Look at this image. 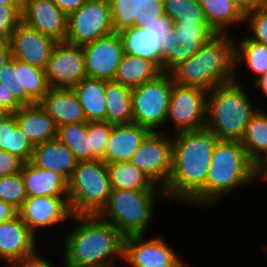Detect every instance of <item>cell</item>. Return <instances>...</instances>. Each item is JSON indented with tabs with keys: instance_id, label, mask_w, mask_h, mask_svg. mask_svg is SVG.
Returning a JSON list of instances; mask_svg holds the SVG:
<instances>
[{
	"instance_id": "obj_36",
	"label": "cell",
	"mask_w": 267,
	"mask_h": 267,
	"mask_svg": "<svg viewBox=\"0 0 267 267\" xmlns=\"http://www.w3.org/2000/svg\"><path fill=\"white\" fill-rule=\"evenodd\" d=\"M57 138L72 151L77 161L93 160L88 137V122L58 127Z\"/></svg>"
},
{
	"instance_id": "obj_54",
	"label": "cell",
	"mask_w": 267,
	"mask_h": 267,
	"mask_svg": "<svg viewBox=\"0 0 267 267\" xmlns=\"http://www.w3.org/2000/svg\"><path fill=\"white\" fill-rule=\"evenodd\" d=\"M261 6L267 9V0H261Z\"/></svg>"
},
{
	"instance_id": "obj_34",
	"label": "cell",
	"mask_w": 267,
	"mask_h": 267,
	"mask_svg": "<svg viewBox=\"0 0 267 267\" xmlns=\"http://www.w3.org/2000/svg\"><path fill=\"white\" fill-rule=\"evenodd\" d=\"M0 150L18 156L25 163L31 160L34 145L17 125L14 113L0 120Z\"/></svg>"
},
{
	"instance_id": "obj_11",
	"label": "cell",
	"mask_w": 267,
	"mask_h": 267,
	"mask_svg": "<svg viewBox=\"0 0 267 267\" xmlns=\"http://www.w3.org/2000/svg\"><path fill=\"white\" fill-rule=\"evenodd\" d=\"M0 83L22 106L40 103L50 89L44 69L13 57L0 70Z\"/></svg>"
},
{
	"instance_id": "obj_50",
	"label": "cell",
	"mask_w": 267,
	"mask_h": 267,
	"mask_svg": "<svg viewBox=\"0 0 267 267\" xmlns=\"http://www.w3.org/2000/svg\"><path fill=\"white\" fill-rule=\"evenodd\" d=\"M12 59V50L8 42L0 45V70Z\"/></svg>"
},
{
	"instance_id": "obj_51",
	"label": "cell",
	"mask_w": 267,
	"mask_h": 267,
	"mask_svg": "<svg viewBox=\"0 0 267 267\" xmlns=\"http://www.w3.org/2000/svg\"><path fill=\"white\" fill-rule=\"evenodd\" d=\"M253 85L255 88L257 87L258 90H261V92H263L261 94H263V95H265V97H267V73H265L264 75H262L258 79H256L253 82Z\"/></svg>"
},
{
	"instance_id": "obj_32",
	"label": "cell",
	"mask_w": 267,
	"mask_h": 267,
	"mask_svg": "<svg viewBox=\"0 0 267 267\" xmlns=\"http://www.w3.org/2000/svg\"><path fill=\"white\" fill-rule=\"evenodd\" d=\"M111 189L163 190L130 161L108 163Z\"/></svg>"
},
{
	"instance_id": "obj_52",
	"label": "cell",
	"mask_w": 267,
	"mask_h": 267,
	"mask_svg": "<svg viewBox=\"0 0 267 267\" xmlns=\"http://www.w3.org/2000/svg\"><path fill=\"white\" fill-rule=\"evenodd\" d=\"M0 5H22V0H0Z\"/></svg>"
},
{
	"instance_id": "obj_27",
	"label": "cell",
	"mask_w": 267,
	"mask_h": 267,
	"mask_svg": "<svg viewBox=\"0 0 267 267\" xmlns=\"http://www.w3.org/2000/svg\"><path fill=\"white\" fill-rule=\"evenodd\" d=\"M21 174L27 197L68 196L67 180L57 172L42 170L26 162Z\"/></svg>"
},
{
	"instance_id": "obj_12",
	"label": "cell",
	"mask_w": 267,
	"mask_h": 267,
	"mask_svg": "<svg viewBox=\"0 0 267 267\" xmlns=\"http://www.w3.org/2000/svg\"><path fill=\"white\" fill-rule=\"evenodd\" d=\"M172 134L150 132L130 159L152 182L164 189L171 174Z\"/></svg>"
},
{
	"instance_id": "obj_26",
	"label": "cell",
	"mask_w": 267,
	"mask_h": 267,
	"mask_svg": "<svg viewBox=\"0 0 267 267\" xmlns=\"http://www.w3.org/2000/svg\"><path fill=\"white\" fill-rule=\"evenodd\" d=\"M16 123L35 146L57 138V126L40 103L22 106L14 113Z\"/></svg>"
},
{
	"instance_id": "obj_15",
	"label": "cell",
	"mask_w": 267,
	"mask_h": 267,
	"mask_svg": "<svg viewBox=\"0 0 267 267\" xmlns=\"http://www.w3.org/2000/svg\"><path fill=\"white\" fill-rule=\"evenodd\" d=\"M50 88H72L87 77L82 46L58 42L44 69Z\"/></svg>"
},
{
	"instance_id": "obj_19",
	"label": "cell",
	"mask_w": 267,
	"mask_h": 267,
	"mask_svg": "<svg viewBox=\"0 0 267 267\" xmlns=\"http://www.w3.org/2000/svg\"><path fill=\"white\" fill-rule=\"evenodd\" d=\"M22 21L56 42H65L68 16L52 0H22Z\"/></svg>"
},
{
	"instance_id": "obj_17",
	"label": "cell",
	"mask_w": 267,
	"mask_h": 267,
	"mask_svg": "<svg viewBox=\"0 0 267 267\" xmlns=\"http://www.w3.org/2000/svg\"><path fill=\"white\" fill-rule=\"evenodd\" d=\"M87 77L105 81L114 80L124 54L118 32L96 39L82 46Z\"/></svg>"
},
{
	"instance_id": "obj_7",
	"label": "cell",
	"mask_w": 267,
	"mask_h": 267,
	"mask_svg": "<svg viewBox=\"0 0 267 267\" xmlns=\"http://www.w3.org/2000/svg\"><path fill=\"white\" fill-rule=\"evenodd\" d=\"M67 184L72 215L98 214L112 190L107 164L103 160L78 161Z\"/></svg>"
},
{
	"instance_id": "obj_37",
	"label": "cell",
	"mask_w": 267,
	"mask_h": 267,
	"mask_svg": "<svg viewBox=\"0 0 267 267\" xmlns=\"http://www.w3.org/2000/svg\"><path fill=\"white\" fill-rule=\"evenodd\" d=\"M163 7L172 21L208 22L199 0H163Z\"/></svg>"
},
{
	"instance_id": "obj_10",
	"label": "cell",
	"mask_w": 267,
	"mask_h": 267,
	"mask_svg": "<svg viewBox=\"0 0 267 267\" xmlns=\"http://www.w3.org/2000/svg\"><path fill=\"white\" fill-rule=\"evenodd\" d=\"M113 32L109 0H88L68 16L65 42L83 46Z\"/></svg>"
},
{
	"instance_id": "obj_43",
	"label": "cell",
	"mask_w": 267,
	"mask_h": 267,
	"mask_svg": "<svg viewBox=\"0 0 267 267\" xmlns=\"http://www.w3.org/2000/svg\"><path fill=\"white\" fill-rule=\"evenodd\" d=\"M24 163L18 156L0 150V177L21 172Z\"/></svg>"
},
{
	"instance_id": "obj_8",
	"label": "cell",
	"mask_w": 267,
	"mask_h": 267,
	"mask_svg": "<svg viewBox=\"0 0 267 267\" xmlns=\"http://www.w3.org/2000/svg\"><path fill=\"white\" fill-rule=\"evenodd\" d=\"M173 82L162 72L155 79L132 89L133 122L150 132L165 127Z\"/></svg>"
},
{
	"instance_id": "obj_1",
	"label": "cell",
	"mask_w": 267,
	"mask_h": 267,
	"mask_svg": "<svg viewBox=\"0 0 267 267\" xmlns=\"http://www.w3.org/2000/svg\"><path fill=\"white\" fill-rule=\"evenodd\" d=\"M219 139L206 127L172 135L171 174L163 189L165 201L204 209V186Z\"/></svg>"
},
{
	"instance_id": "obj_28",
	"label": "cell",
	"mask_w": 267,
	"mask_h": 267,
	"mask_svg": "<svg viewBox=\"0 0 267 267\" xmlns=\"http://www.w3.org/2000/svg\"><path fill=\"white\" fill-rule=\"evenodd\" d=\"M106 81L95 78H84L72 87L87 119L90 121H106Z\"/></svg>"
},
{
	"instance_id": "obj_55",
	"label": "cell",
	"mask_w": 267,
	"mask_h": 267,
	"mask_svg": "<svg viewBox=\"0 0 267 267\" xmlns=\"http://www.w3.org/2000/svg\"><path fill=\"white\" fill-rule=\"evenodd\" d=\"M182 267H189V264L185 263Z\"/></svg>"
},
{
	"instance_id": "obj_38",
	"label": "cell",
	"mask_w": 267,
	"mask_h": 267,
	"mask_svg": "<svg viewBox=\"0 0 267 267\" xmlns=\"http://www.w3.org/2000/svg\"><path fill=\"white\" fill-rule=\"evenodd\" d=\"M26 198L27 193L21 172L0 177V200L19 210Z\"/></svg>"
},
{
	"instance_id": "obj_23",
	"label": "cell",
	"mask_w": 267,
	"mask_h": 267,
	"mask_svg": "<svg viewBox=\"0 0 267 267\" xmlns=\"http://www.w3.org/2000/svg\"><path fill=\"white\" fill-rule=\"evenodd\" d=\"M149 133L148 129L134 122L113 125L105 150L104 162L108 164L130 161Z\"/></svg>"
},
{
	"instance_id": "obj_45",
	"label": "cell",
	"mask_w": 267,
	"mask_h": 267,
	"mask_svg": "<svg viewBox=\"0 0 267 267\" xmlns=\"http://www.w3.org/2000/svg\"><path fill=\"white\" fill-rule=\"evenodd\" d=\"M0 105L4 107L8 112H17L22 105L14 98V96L8 92L0 83Z\"/></svg>"
},
{
	"instance_id": "obj_3",
	"label": "cell",
	"mask_w": 267,
	"mask_h": 267,
	"mask_svg": "<svg viewBox=\"0 0 267 267\" xmlns=\"http://www.w3.org/2000/svg\"><path fill=\"white\" fill-rule=\"evenodd\" d=\"M233 34H216L188 60L177 63L167 73L173 83L211 91L234 81Z\"/></svg>"
},
{
	"instance_id": "obj_6",
	"label": "cell",
	"mask_w": 267,
	"mask_h": 267,
	"mask_svg": "<svg viewBox=\"0 0 267 267\" xmlns=\"http://www.w3.org/2000/svg\"><path fill=\"white\" fill-rule=\"evenodd\" d=\"M159 199L165 200L163 190L112 189L106 205L97 215L124 237L146 235L154 221L155 204Z\"/></svg>"
},
{
	"instance_id": "obj_40",
	"label": "cell",
	"mask_w": 267,
	"mask_h": 267,
	"mask_svg": "<svg viewBox=\"0 0 267 267\" xmlns=\"http://www.w3.org/2000/svg\"><path fill=\"white\" fill-rule=\"evenodd\" d=\"M22 5H0V40L8 42L22 21Z\"/></svg>"
},
{
	"instance_id": "obj_41",
	"label": "cell",
	"mask_w": 267,
	"mask_h": 267,
	"mask_svg": "<svg viewBox=\"0 0 267 267\" xmlns=\"http://www.w3.org/2000/svg\"><path fill=\"white\" fill-rule=\"evenodd\" d=\"M245 24L251 31L250 39L267 44V9L261 6L247 14Z\"/></svg>"
},
{
	"instance_id": "obj_49",
	"label": "cell",
	"mask_w": 267,
	"mask_h": 267,
	"mask_svg": "<svg viewBox=\"0 0 267 267\" xmlns=\"http://www.w3.org/2000/svg\"><path fill=\"white\" fill-rule=\"evenodd\" d=\"M18 214V210L11 204L0 200V223L14 218Z\"/></svg>"
},
{
	"instance_id": "obj_53",
	"label": "cell",
	"mask_w": 267,
	"mask_h": 267,
	"mask_svg": "<svg viewBox=\"0 0 267 267\" xmlns=\"http://www.w3.org/2000/svg\"><path fill=\"white\" fill-rule=\"evenodd\" d=\"M10 112H8L4 107L0 105V120L8 116Z\"/></svg>"
},
{
	"instance_id": "obj_33",
	"label": "cell",
	"mask_w": 267,
	"mask_h": 267,
	"mask_svg": "<svg viewBox=\"0 0 267 267\" xmlns=\"http://www.w3.org/2000/svg\"><path fill=\"white\" fill-rule=\"evenodd\" d=\"M234 58L236 75L242 64H247L248 70L256 76L253 81L267 73V44L254 41L248 35L238 41L234 40Z\"/></svg>"
},
{
	"instance_id": "obj_29",
	"label": "cell",
	"mask_w": 267,
	"mask_h": 267,
	"mask_svg": "<svg viewBox=\"0 0 267 267\" xmlns=\"http://www.w3.org/2000/svg\"><path fill=\"white\" fill-rule=\"evenodd\" d=\"M210 27L217 34H232L231 28L245 25V16L231 0H199Z\"/></svg>"
},
{
	"instance_id": "obj_39",
	"label": "cell",
	"mask_w": 267,
	"mask_h": 267,
	"mask_svg": "<svg viewBox=\"0 0 267 267\" xmlns=\"http://www.w3.org/2000/svg\"><path fill=\"white\" fill-rule=\"evenodd\" d=\"M113 124L106 121L88 122V137H90V149L93 160H103L109 135Z\"/></svg>"
},
{
	"instance_id": "obj_44",
	"label": "cell",
	"mask_w": 267,
	"mask_h": 267,
	"mask_svg": "<svg viewBox=\"0 0 267 267\" xmlns=\"http://www.w3.org/2000/svg\"><path fill=\"white\" fill-rule=\"evenodd\" d=\"M145 29L146 31H149L155 35L171 34L173 29V21L170 20L166 15H163L154 22L149 23Z\"/></svg>"
},
{
	"instance_id": "obj_30",
	"label": "cell",
	"mask_w": 267,
	"mask_h": 267,
	"mask_svg": "<svg viewBox=\"0 0 267 267\" xmlns=\"http://www.w3.org/2000/svg\"><path fill=\"white\" fill-rule=\"evenodd\" d=\"M106 122L117 125L133 122L132 89L114 80L106 81Z\"/></svg>"
},
{
	"instance_id": "obj_20",
	"label": "cell",
	"mask_w": 267,
	"mask_h": 267,
	"mask_svg": "<svg viewBox=\"0 0 267 267\" xmlns=\"http://www.w3.org/2000/svg\"><path fill=\"white\" fill-rule=\"evenodd\" d=\"M114 32L137 26L146 28L164 14L163 0H109Z\"/></svg>"
},
{
	"instance_id": "obj_18",
	"label": "cell",
	"mask_w": 267,
	"mask_h": 267,
	"mask_svg": "<svg viewBox=\"0 0 267 267\" xmlns=\"http://www.w3.org/2000/svg\"><path fill=\"white\" fill-rule=\"evenodd\" d=\"M8 43L13 58L45 69L58 42L21 21L13 31Z\"/></svg>"
},
{
	"instance_id": "obj_5",
	"label": "cell",
	"mask_w": 267,
	"mask_h": 267,
	"mask_svg": "<svg viewBox=\"0 0 267 267\" xmlns=\"http://www.w3.org/2000/svg\"><path fill=\"white\" fill-rule=\"evenodd\" d=\"M252 183H255L254 163L241 142L218 140L205 181L204 208L220 203L227 195Z\"/></svg>"
},
{
	"instance_id": "obj_24",
	"label": "cell",
	"mask_w": 267,
	"mask_h": 267,
	"mask_svg": "<svg viewBox=\"0 0 267 267\" xmlns=\"http://www.w3.org/2000/svg\"><path fill=\"white\" fill-rule=\"evenodd\" d=\"M57 128L87 122L83 108L72 88H50L40 102Z\"/></svg>"
},
{
	"instance_id": "obj_46",
	"label": "cell",
	"mask_w": 267,
	"mask_h": 267,
	"mask_svg": "<svg viewBox=\"0 0 267 267\" xmlns=\"http://www.w3.org/2000/svg\"><path fill=\"white\" fill-rule=\"evenodd\" d=\"M67 16L74 13L88 0H52Z\"/></svg>"
},
{
	"instance_id": "obj_14",
	"label": "cell",
	"mask_w": 267,
	"mask_h": 267,
	"mask_svg": "<svg viewBox=\"0 0 267 267\" xmlns=\"http://www.w3.org/2000/svg\"><path fill=\"white\" fill-rule=\"evenodd\" d=\"M216 34L208 22L173 21L171 41L163 48L162 72L194 56Z\"/></svg>"
},
{
	"instance_id": "obj_4",
	"label": "cell",
	"mask_w": 267,
	"mask_h": 267,
	"mask_svg": "<svg viewBox=\"0 0 267 267\" xmlns=\"http://www.w3.org/2000/svg\"><path fill=\"white\" fill-rule=\"evenodd\" d=\"M241 83L235 74L233 82L208 91L206 128L219 140L240 141L250 118L261 107L254 105Z\"/></svg>"
},
{
	"instance_id": "obj_13",
	"label": "cell",
	"mask_w": 267,
	"mask_h": 267,
	"mask_svg": "<svg viewBox=\"0 0 267 267\" xmlns=\"http://www.w3.org/2000/svg\"><path fill=\"white\" fill-rule=\"evenodd\" d=\"M144 234L124 237L123 262L129 267H182L181 253L174 251L165 238Z\"/></svg>"
},
{
	"instance_id": "obj_21",
	"label": "cell",
	"mask_w": 267,
	"mask_h": 267,
	"mask_svg": "<svg viewBox=\"0 0 267 267\" xmlns=\"http://www.w3.org/2000/svg\"><path fill=\"white\" fill-rule=\"evenodd\" d=\"M38 238L19 214L0 223V259L5 264L34 253L39 249Z\"/></svg>"
},
{
	"instance_id": "obj_2",
	"label": "cell",
	"mask_w": 267,
	"mask_h": 267,
	"mask_svg": "<svg viewBox=\"0 0 267 267\" xmlns=\"http://www.w3.org/2000/svg\"><path fill=\"white\" fill-rule=\"evenodd\" d=\"M71 221L77 224L63 241L66 267H116L117 257L123 261L124 236L112 224L97 214L72 215Z\"/></svg>"
},
{
	"instance_id": "obj_22",
	"label": "cell",
	"mask_w": 267,
	"mask_h": 267,
	"mask_svg": "<svg viewBox=\"0 0 267 267\" xmlns=\"http://www.w3.org/2000/svg\"><path fill=\"white\" fill-rule=\"evenodd\" d=\"M124 53L152 61L162 72L164 46L171 41V34L155 35L143 27H129L118 32Z\"/></svg>"
},
{
	"instance_id": "obj_47",
	"label": "cell",
	"mask_w": 267,
	"mask_h": 267,
	"mask_svg": "<svg viewBox=\"0 0 267 267\" xmlns=\"http://www.w3.org/2000/svg\"><path fill=\"white\" fill-rule=\"evenodd\" d=\"M239 11L246 16L261 7V0H231Z\"/></svg>"
},
{
	"instance_id": "obj_42",
	"label": "cell",
	"mask_w": 267,
	"mask_h": 267,
	"mask_svg": "<svg viewBox=\"0 0 267 267\" xmlns=\"http://www.w3.org/2000/svg\"><path fill=\"white\" fill-rule=\"evenodd\" d=\"M42 256L40 249L36 250L34 253L20 257L19 259L10 261L7 267H56L55 264L50 262V259ZM64 267H66L64 265Z\"/></svg>"
},
{
	"instance_id": "obj_9",
	"label": "cell",
	"mask_w": 267,
	"mask_h": 267,
	"mask_svg": "<svg viewBox=\"0 0 267 267\" xmlns=\"http://www.w3.org/2000/svg\"><path fill=\"white\" fill-rule=\"evenodd\" d=\"M208 91L173 83L165 124H173V134L206 127Z\"/></svg>"
},
{
	"instance_id": "obj_31",
	"label": "cell",
	"mask_w": 267,
	"mask_h": 267,
	"mask_svg": "<svg viewBox=\"0 0 267 267\" xmlns=\"http://www.w3.org/2000/svg\"><path fill=\"white\" fill-rule=\"evenodd\" d=\"M161 70L150 60L123 54L114 81L131 89L155 79Z\"/></svg>"
},
{
	"instance_id": "obj_48",
	"label": "cell",
	"mask_w": 267,
	"mask_h": 267,
	"mask_svg": "<svg viewBox=\"0 0 267 267\" xmlns=\"http://www.w3.org/2000/svg\"><path fill=\"white\" fill-rule=\"evenodd\" d=\"M254 181L267 182V154L254 164Z\"/></svg>"
},
{
	"instance_id": "obj_25",
	"label": "cell",
	"mask_w": 267,
	"mask_h": 267,
	"mask_svg": "<svg viewBox=\"0 0 267 267\" xmlns=\"http://www.w3.org/2000/svg\"><path fill=\"white\" fill-rule=\"evenodd\" d=\"M77 160L72 151L58 138L35 145L30 163L42 170H51L70 179Z\"/></svg>"
},
{
	"instance_id": "obj_16",
	"label": "cell",
	"mask_w": 267,
	"mask_h": 267,
	"mask_svg": "<svg viewBox=\"0 0 267 267\" xmlns=\"http://www.w3.org/2000/svg\"><path fill=\"white\" fill-rule=\"evenodd\" d=\"M18 214L36 237L41 229H51L69 221L72 216L68 196L27 197Z\"/></svg>"
},
{
	"instance_id": "obj_35",
	"label": "cell",
	"mask_w": 267,
	"mask_h": 267,
	"mask_svg": "<svg viewBox=\"0 0 267 267\" xmlns=\"http://www.w3.org/2000/svg\"><path fill=\"white\" fill-rule=\"evenodd\" d=\"M249 159L255 164L267 154V111L259 108L250 118L243 138L240 140Z\"/></svg>"
}]
</instances>
